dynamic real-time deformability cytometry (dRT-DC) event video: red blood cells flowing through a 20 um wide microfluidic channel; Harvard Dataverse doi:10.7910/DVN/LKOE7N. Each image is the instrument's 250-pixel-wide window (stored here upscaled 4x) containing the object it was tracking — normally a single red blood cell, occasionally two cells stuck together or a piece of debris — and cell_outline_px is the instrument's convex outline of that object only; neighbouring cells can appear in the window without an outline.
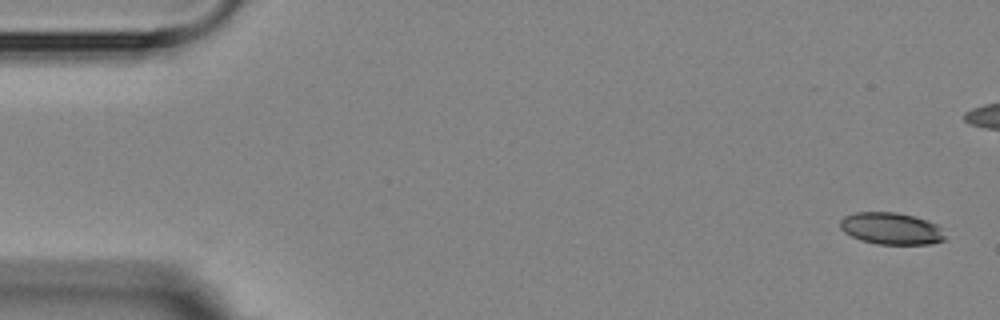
{"species": "Egyptian fruit bat (a non-hibernating species)", "species_latin": "Rousettus aegyptiacus", "temperature_condition": "room temperature", "stored_images_in_passage": 6, "camera_frame_rate_fps": 3000, "um_per_image_px": 0.085, "animal": {"sex": "female"}, "frame": {"image": 1, "passage_image": 1, "time_ms": 0.0, "image_size_px": [1000, 320], "cell_outline_px": [[944, 240], [932, 244], [876, 244], [860, 240], [844, 232], [840, 228], [840, 220], [844, 216], [856, 212], [896, 212], [912, 216], [936, 224], [940, 228], [944, 236]], "centroid_in_image_um": [75.71, 19.43], "position_along_channel_um": 9.3, "area_um2": 19.36}}